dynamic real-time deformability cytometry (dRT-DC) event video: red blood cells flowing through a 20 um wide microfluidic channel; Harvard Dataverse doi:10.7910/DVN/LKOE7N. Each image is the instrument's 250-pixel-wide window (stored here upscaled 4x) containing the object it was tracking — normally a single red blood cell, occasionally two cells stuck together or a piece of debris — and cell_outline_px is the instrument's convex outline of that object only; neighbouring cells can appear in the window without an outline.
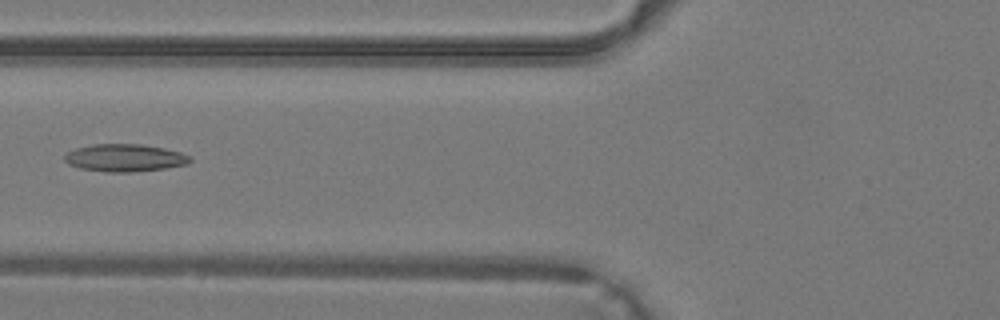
{"species": "common noctule bat (a hibernating species)", "species_latin": "Nyctalus noctula", "temperature_condition": "warm", "stored_images_in_passage": 33, "camera_frame_rate_fps": 3000, "um_per_image_px": 0.085, "animal": {"sex": "male", "body_mass_g": 19.2, "forearm_length_mm": 51.8}, "frame": {"image": 1, "passage_image": 9, "time_ms": 2.667, "image_size_px": [1000, 320], "cell_outline_px": [[192, 160], [188, 164], [164, 168], [128, 172], [108, 172], [80, 168], [68, 164], [64, 160], [64, 156], [68, 152], [76, 148], [92, 144], [140, 144], [164, 148], [180, 152], [192, 156]], "centroid_in_image_um": [10.61, 13.41], "position_along_channel_um": 115.2, "area_um2": 20.06}}
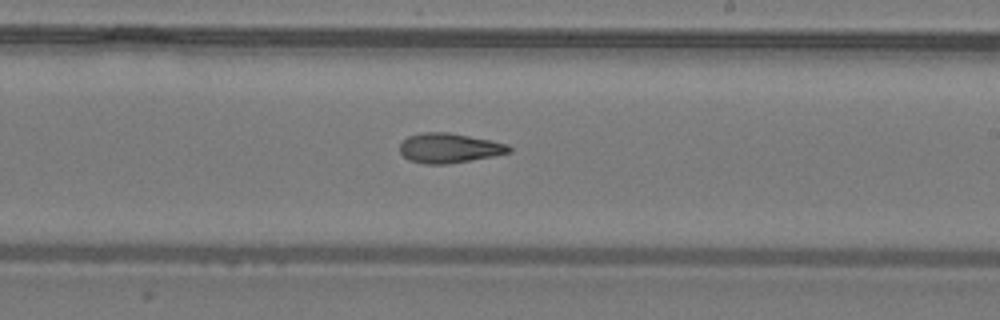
{"frame": {"image": 2, "passage_image": 17, "time_ms": 5.333, "image_size_px": [1000, 320], "cell_outline_px": [[512, 152], [492, 156], [448, 164], [424, 164], [408, 160], [400, 152], [400, 144], [408, 136], [424, 132], [448, 132], [508, 144], [512, 148]], "centroid_in_image_um": [38.17, 12.59], "position_along_channel_um": 250.8, "area_um2": 18.79}}
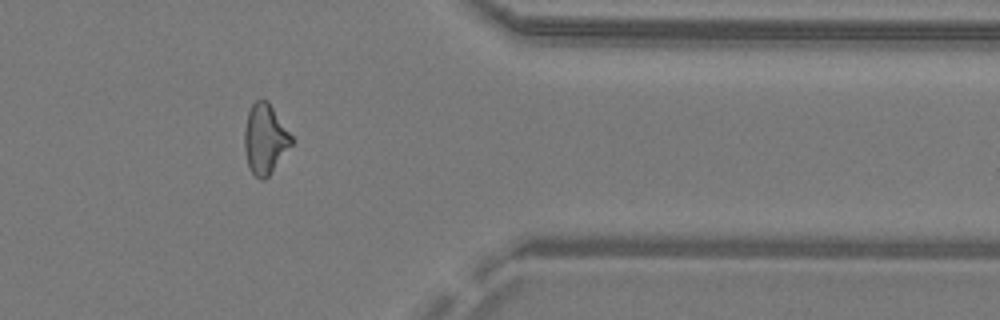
{"frame": {"image": 3, "passage_image": 26, "time_ms": 8.333, "image_size_px": [1000, 320], "cell_outline_px": [[292, 144], [268, 176], [264, 180], [260, 180], [248, 168], [244, 148], [244, 128], [248, 112], [252, 104], [256, 100], [268, 100], [292, 136]], "centroid_in_image_um": [22.5, 11.81], "position_along_channel_um": 388.9, "area_um2": 19.07}}